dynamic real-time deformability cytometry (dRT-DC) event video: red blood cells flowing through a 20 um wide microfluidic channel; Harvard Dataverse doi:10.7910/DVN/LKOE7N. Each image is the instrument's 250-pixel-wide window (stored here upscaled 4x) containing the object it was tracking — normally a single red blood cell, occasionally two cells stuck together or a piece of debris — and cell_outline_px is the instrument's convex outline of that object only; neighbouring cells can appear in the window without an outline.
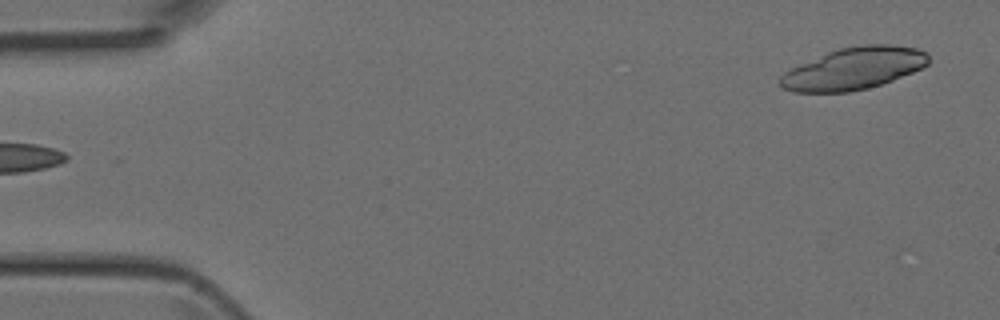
{"species": "Egyptian fruit bat (a non-hibernating species)", "species_latin": "Rousettus aegyptiacus", "temperature_condition": "room temperature", "stored_images_in_passage": 4, "segment_of_instrument_passage": [2, 2], "camera_frame_rate_fps": 3000, "um_per_image_px": 0.085, "animal": {"sex": "female"}, "frame": {"image": 1, "passage_image": 4, "time_ms": 1.0, "image_size_px": [1000, 320], "cell_outline_px": [[928, 64], [912, 72], [892, 80], [868, 88], [848, 92], [792, 92], [780, 88], [776, 80], [784, 72], [800, 64], [828, 52], [840, 48], [864, 44], [888, 44], [916, 48], [928, 52]], "centroid_in_image_um": [72.52, 5.83], "position_along_channel_um": 12.5, "area_um2": 36.3}}